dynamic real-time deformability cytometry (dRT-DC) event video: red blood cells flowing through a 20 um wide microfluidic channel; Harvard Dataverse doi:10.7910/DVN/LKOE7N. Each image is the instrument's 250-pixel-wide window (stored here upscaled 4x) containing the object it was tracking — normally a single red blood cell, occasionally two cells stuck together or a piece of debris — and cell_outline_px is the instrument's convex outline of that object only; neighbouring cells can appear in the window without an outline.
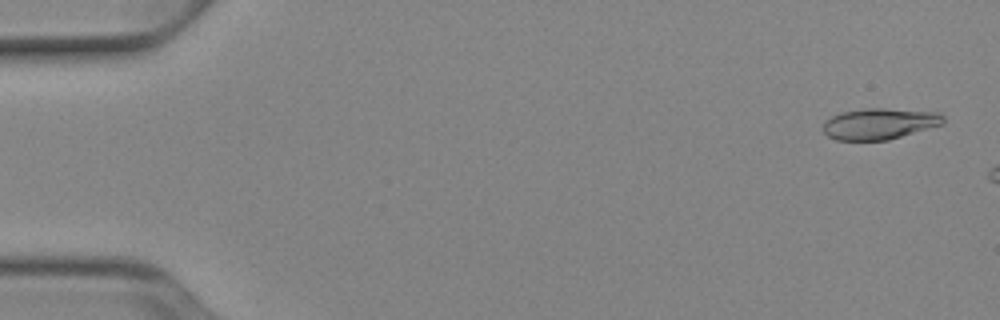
{"species": "Egyptian fruit bat (a non-hibernating species)", "species_latin": "Rousettus aegyptiacus", "temperature_condition": "cold", "stored_images_in_passage": 8, "camera_frame_rate_fps": 3000, "um_per_image_px": 0.085, "animal": {"sex": "female"}, "frame": {"image": 1, "passage_image": 2, "time_ms": 0.333, "image_size_px": [1000, 320], "cell_outline_px": [[944, 124], [888, 140], [836, 140], [828, 136], [824, 132], [824, 120], [840, 112], [864, 108], [884, 108], [940, 112], [944, 116]], "centroid_in_image_um": [74.77, 10.51], "position_along_channel_um": 10.2, "area_um2": 21.96}}